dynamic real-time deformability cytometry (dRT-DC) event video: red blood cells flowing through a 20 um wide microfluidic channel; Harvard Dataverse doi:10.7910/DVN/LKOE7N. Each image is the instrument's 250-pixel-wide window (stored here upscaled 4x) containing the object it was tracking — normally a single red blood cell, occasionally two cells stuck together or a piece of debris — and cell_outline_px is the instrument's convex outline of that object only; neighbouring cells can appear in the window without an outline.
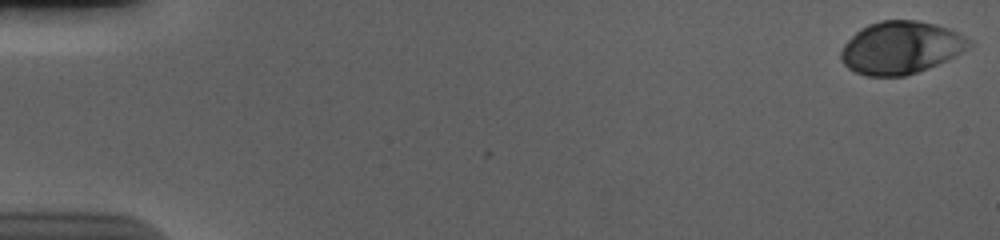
{"species": "human", "species_latin": "Homo sapiens", "temperature_condition": "cold", "stored_images_in_passage": 57, "camera_frame_rate_fps": 3000, "um_per_image_px": 0.085, "donor": {"sex": "male"}, "frame": {"image": 1, "passage_image": 1, "time_ms": 0.0, "image_size_px": [1000, 240], "cell_outline_px": [[972, 44], [968, 48], [948, 60], [928, 68], [904, 76], [868, 76], [856, 72], [848, 68], [840, 60], [840, 52], [844, 44], [860, 28], [868, 24], [880, 20], [916, 20], [936, 24], [948, 28], [964, 36]], "centroid_in_image_um": [76.55, 4.04], "position_along_channel_um": 8.5, "area_um2": 39.19}}
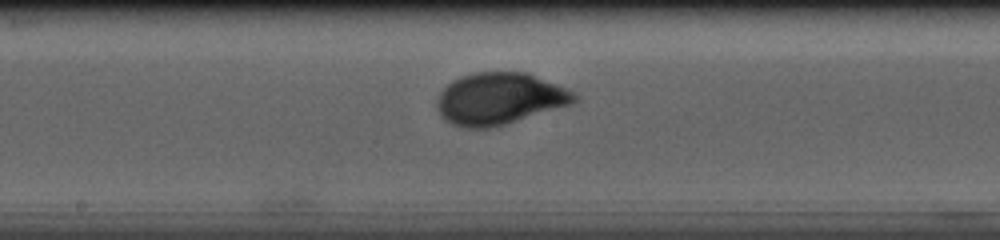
{"frame": {"image": 2, "passage_image": 31, "time_ms": 10.0, "image_size_px": [1000, 240], "cell_outline_px": [[580, 96], [572, 104], [504, 124], [488, 128], [464, 128], [452, 124], [444, 120], [440, 116], [436, 108], [436, 100], [440, 92], [452, 80], [460, 76], [476, 72], [528, 72], [564, 88]], "centroid_in_image_um": [42.41, 8.39], "position_along_channel_um": 205.8, "area_um2": 41.38}}
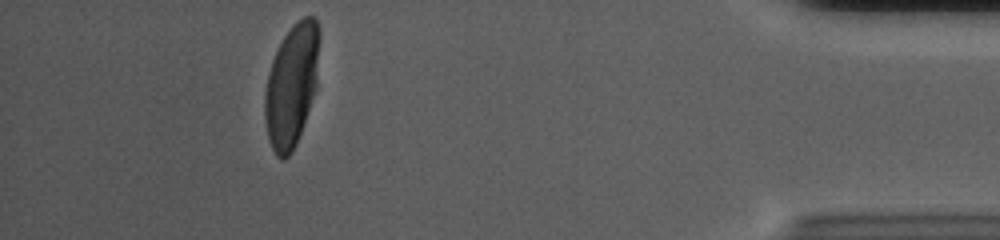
{"frame": {"image": 3, "passage_image": 52, "time_ms": 17.0, "image_size_px": [1000, 240], "cell_outline_px": [[320, 36], [316, 88], [296, 144], [292, 152], [284, 160], [280, 160], [276, 156], [268, 140], [264, 120], [264, 92], [268, 72], [272, 60], [284, 36], [292, 24], [296, 20], [304, 16], [312, 16], [316, 20], [320, 28]], "centroid_in_image_um": [24.77, 7.24], "position_along_channel_um": 410.4, "area_um2": 39.36}, "authors_computed_cell_mechanics": {"area_um2": 39.3618, "velocity_mm_per_s": 3.6646, "shape_relaxation_time_tau1_ms": 3.5686, "shape_relaxation_time_tau2_ms": null, "deformation_change_tau1": 0.1804, "deformation_change_tau2": null}}